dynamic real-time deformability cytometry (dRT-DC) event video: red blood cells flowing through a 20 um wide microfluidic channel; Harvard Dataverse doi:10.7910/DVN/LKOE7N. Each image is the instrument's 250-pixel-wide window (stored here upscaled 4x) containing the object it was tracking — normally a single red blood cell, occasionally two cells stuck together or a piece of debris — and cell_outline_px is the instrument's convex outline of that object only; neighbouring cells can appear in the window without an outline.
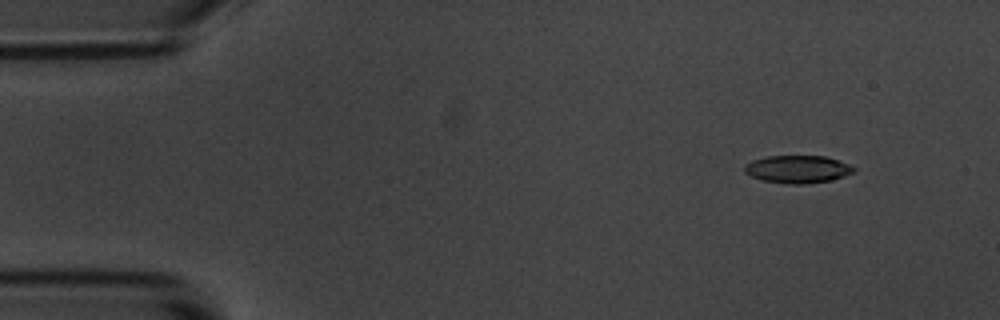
{"species": "common noctule bat (a hibernating species)", "species_latin": "Nyctalus noctula", "temperature_condition": "room temperature", "stored_images_in_passage": 5, "camera_frame_rate_fps": 3000, "um_per_image_px": 0.085, "animal": {"sex": "male", "body_mass_g": 20.1, "forearm_length_mm": 53.5}, "frame": {"image": 1, "passage_image": 2, "time_ms": 1.0, "image_size_px": [1000, 320], "cell_outline_px": [[856, 172], [832, 180], [804, 184], [792, 184], [760, 180], [744, 172], [744, 164], [752, 160], [764, 156], [824, 156], [852, 164], [856, 168]], "centroid_in_image_um": [67.82, 14.38], "position_along_channel_um": 17.2, "area_um2": 17.86}}
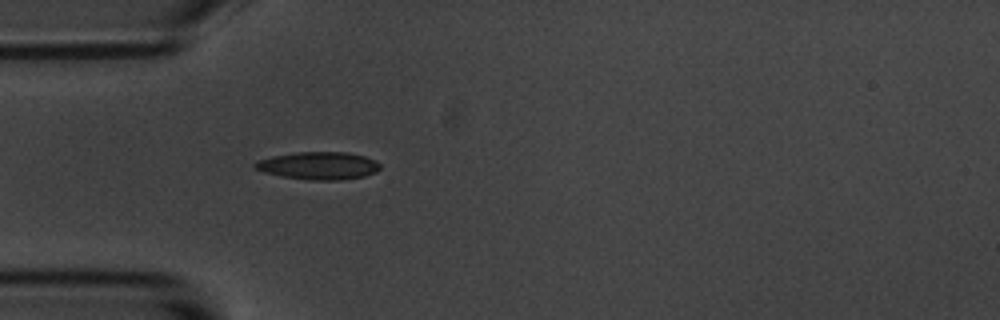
{"frame": {"image": 2, "passage_image": 5, "time_ms": 4.667, "image_size_px": [1000, 320], "cell_outline_px": [[380, 168], [376, 172], [364, 176], [336, 180], [308, 180], [280, 176], [264, 172], [256, 168], [252, 164], [256, 160], [272, 156], [296, 152], [348, 152], [364, 156], [376, 160], [380, 164]], "centroid_in_image_um": [27.06, 14.08], "position_along_channel_um": 57.9, "area_um2": 20.23}}